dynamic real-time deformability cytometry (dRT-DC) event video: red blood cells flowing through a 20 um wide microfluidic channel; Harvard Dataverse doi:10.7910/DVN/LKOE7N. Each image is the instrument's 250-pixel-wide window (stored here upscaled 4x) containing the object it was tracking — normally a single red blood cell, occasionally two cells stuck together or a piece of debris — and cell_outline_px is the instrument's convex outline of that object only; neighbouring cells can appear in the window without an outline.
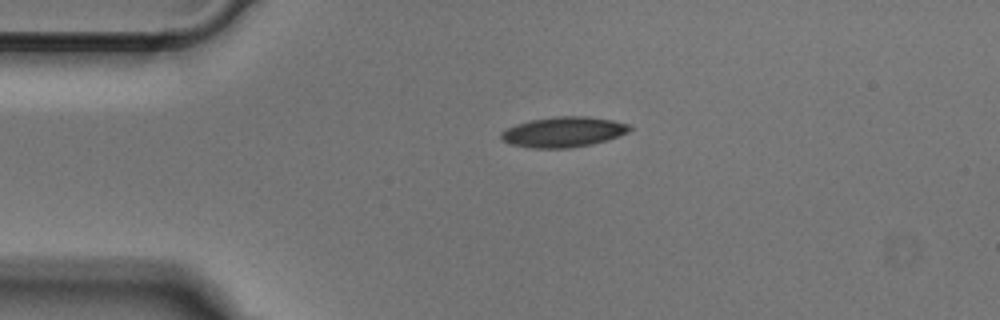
{"species": "Egyptian fruit bat (a non-hibernating species)", "species_latin": "Rousettus aegyptiacus", "temperature_condition": "cold", "stored_images_in_passage": 41, "camera_frame_rate_fps": 3000, "um_per_image_px": 0.085, "animal": {"sex": "male"}, "frame": {"image": 1, "passage_image": 1, "time_ms": 0.0, "image_size_px": [1000, 320], "cell_outline_px": [[632, 128], [628, 132], [620, 136], [592, 144], [572, 148], [532, 148], [508, 144], [500, 140], [500, 132], [516, 124], [532, 120], [556, 116], [588, 116], [612, 120], [632, 124]], "centroid_in_image_um": [47.9, 11.22], "position_along_channel_um": 37.1, "area_um2": 22.95}}
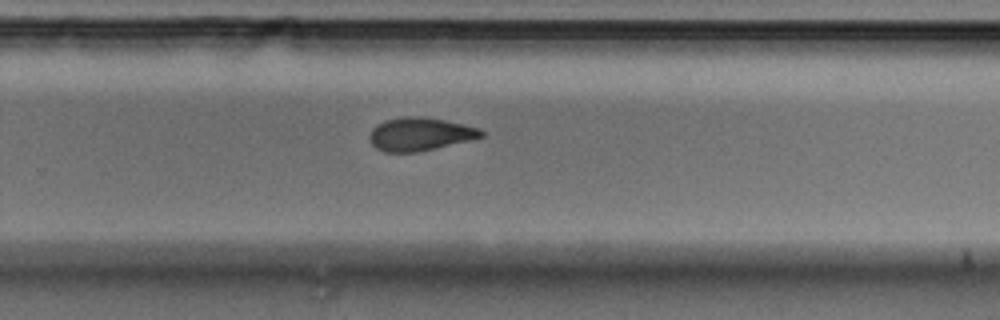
{"frame": {"image": 2, "passage_image": 23, "time_ms": 7.333, "image_size_px": [1000, 320], "cell_outline_px": [[484, 136], [436, 148], [416, 152], [384, 152], [376, 148], [372, 144], [368, 136], [372, 128], [376, 124], [384, 120], [408, 116], [424, 116], [464, 124], [480, 128], [484, 132]], "centroid_in_image_um": [35.67, 11.39], "position_along_channel_um": 294.1, "area_um2": 21.62}}
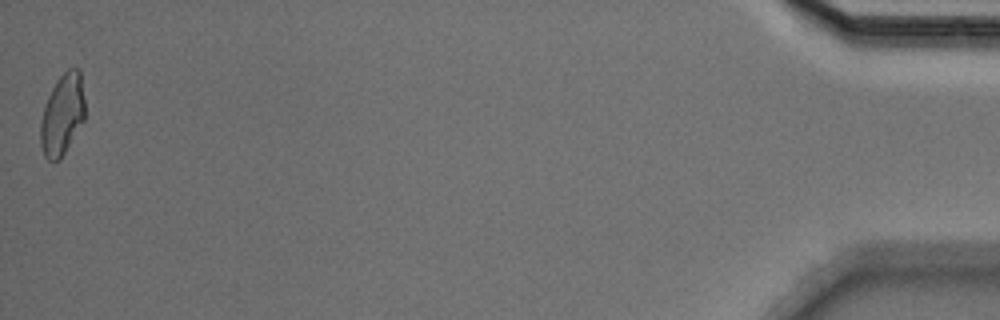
{"frame": {"image": 3, "passage_image": 41, "time_ms": 13.333, "image_size_px": [1000, 320], "cell_outline_px": [[84, 120], [60, 160], [48, 160], [44, 156], [40, 144], [40, 120], [44, 104], [56, 80], [68, 68], [80, 68], [84, 100]], "centroid_in_image_um": [5.28, 9.73], "position_along_channel_um": 429.9, "area_um2": 21.1}}